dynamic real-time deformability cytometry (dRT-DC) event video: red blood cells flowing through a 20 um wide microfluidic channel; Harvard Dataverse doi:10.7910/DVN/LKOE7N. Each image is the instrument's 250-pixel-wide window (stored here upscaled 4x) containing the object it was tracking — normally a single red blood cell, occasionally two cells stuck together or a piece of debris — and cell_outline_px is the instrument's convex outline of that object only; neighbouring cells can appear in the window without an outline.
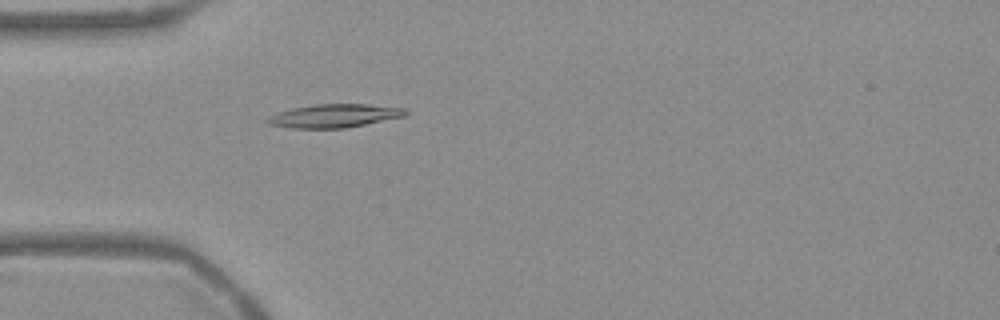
{"species": "Egyptian fruit bat (a non-hibernating species)", "species_latin": "Rousettus aegyptiacus", "temperature_condition": "warm", "stored_images_in_passage": 14, "camera_frame_rate_fps": 3000, "um_per_image_px": 0.085, "frame": {"image": 1, "passage_image": 10, "time_ms": 3.0, "image_size_px": [1000, 320], "cell_outline_px": [[408, 112], [404, 116], [344, 128], [288, 128], [268, 124], [264, 120], [268, 116], [276, 112], [292, 108], [316, 104], [368, 104], [404, 108]], "centroid_in_image_um": [28.33, 9.84], "position_along_channel_um": 56.7, "area_um2": 18.79}}
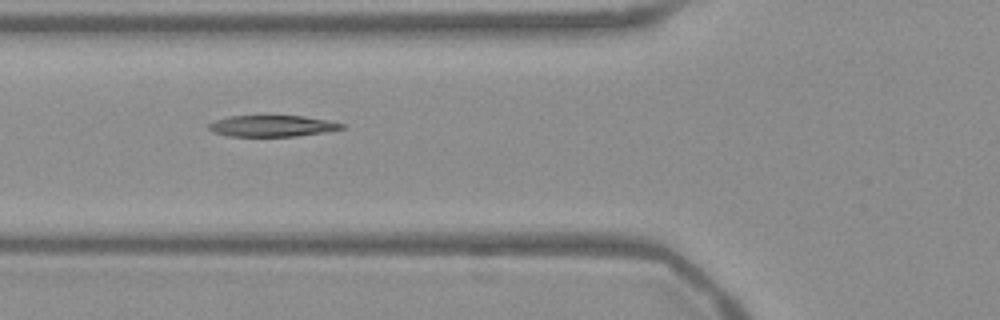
{"frame": {"image": 2, "passage_image": 14, "time_ms": 4.333, "image_size_px": [1000, 320], "cell_outline_px": [[344, 128], [324, 132], [296, 136], [228, 136], [212, 132], [208, 128], [208, 124], [216, 120], [228, 116], [304, 116], [328, 120], [344, 124]], "centroid_in_image_um": [23.11, 10.7], "position_along_channel_um": 102.7, "area_um2": 16.42}}